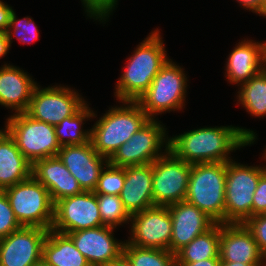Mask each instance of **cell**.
Listing matches in <instances>:
<instances>
[{
  "label": "cell",
  "mask_w": 266,
  "mask_h": 266,
  "mask_svg": "<svg viewBox=\"0 0 266 266\" xmlns=\"http://www.w3.org/2000/svg\"><path fill=\"white\" fill-rule=\"evenodd\" d=\"M11 45L7 38L6 33H0V59L9 53Z\"/></svg>",
  "instance_id": "39"
},
{
  "label": "cell",
  "mask_w": 266,
  "mask_h": 266,
  "mask_svg": "<svg viewBox=\"0 0 266 266\" xmlns=\"http://www.w3.org/2000/svg\"><path fill=\"white\" fill-rule=\"evenodd\" d=\"M32 266H51L47 264L43 259H41L39 262L33 264Z\"/></svg>",
  "instance_id": "44"
},
{
  "label": "cell",
  "mask_w": 266,
  "mask_h": 266,
  "mask_svg": "<svg viewBox=\"0 0 266 266\" xmlns=\"http://www.w3.org/2000/svg\"><path fill=\"white\" fill-rule=\"evenodd\" d=\"M100 226L102 219L94 191H83L55 203L52 230L66 234Z\"/></svg>",
  "instance_id": "12"
},
{
  "label": "cell",
  "mask_w": 266,
  "mask_h": 266,
  "mask_svg": "<svg viewBox=\"0 0 266 266\" xmlns=\"http://www.w3.org/2000/svg\"><path fill=\"white\" fill-rule=\"evenodd\" d=\"M49 230L22 226L0 239V266H32L42 259Z\"/></svg>",
  "instance_id": "14"
},
{
  "label": "cell",
  "mask_w": 266,
  "mask_h": 266,
  "mask_svg": "<svg viewBox=\"0 0 266 266\" xmlns=\"http://www.w3.org/2000/svg\"><path fill=\"white\" fill-rule=\"evenodd\" d=\"M32 175L48 189L54 204L60 199L83 192L58 156L36 161L32 165Z\"/></svg>",
  "instance_id": "19"
},
{
  "label": "cell",
  "mask_w": 266,
  "mask_h": 266,
  "mask_svg": "<svg viewBox=\"0 0 266 266\" xmlns=\"http://www.w3.org/2000/svg\"><path fill=\"white\" fill-rule=\"evenodd\" d=\"M184 69L169 59L149 88L136 101L150 119L185 106L187 78Z\"/></svg>",
  "instance_id": "6"
},
{
  "label": "cell",
  "mask_w": 266,
  "mask_h": 266,
  "mask_svg": "<svg viewBox=\"0 0 266 266\" xmlns=\"http://www.w3.org/2000/svg\"><path fill=\"white\" fill-rule=\"evenodd\" d=\"M21 227L11 208L7 195L4 191L0 190V239Z\"/></svg>",
  "instance_id": "32"
},
{
  "label": "cell",
  "mask_w": 266,
  "mask_h": 266,
  "mask_svg": "<svg viewBox=\"0 0 266 266\" xmlns=\"http://www.w3.org/2000/svg\"><path fill=\"white\" fill-rule=\"evenodd\" d=\"M240 6L261 16V0H236Z\"/></svg>",
  "instance_id": "37"
},
{
  "label": "cell",
  "mask_w": 266,
  "mask_h": 266,
  "mask_svg": "<svg viewBox=\"0 0 266 266\" xmlns=\"http://www.w3.org/2000/svg\"><path fill=\"white\" fill-rule=\"evenodd\" d=\"M123 254L132 266H176V255L168 250L140 248L124 242Z\"/></svg>",
  "instance_id": "28"
},
{
  "label": "cell",
  "mask_w": 266,
  "mask_h": 266,
  "mask_svg": "<svg viewBox=\"0 0 266 266\" xmlns=\"http://www.w3.org/2000/svg\"><path fill=\"white\" fill-rule=\"evenodd\" d=\"M176 266H221V260L220 258H211L193 263H176Z\"/></svg>",
  "instance_id": "38"
},
{
  "label": "cell",
  "mask_w": 266,
  "mask_h": 266,
  "mask_svg": "<svg viewBox=\"0 0 266 266\" xmlns=\"http://www.w3.org/2000/svg\"><path fill=\"white\" fill-rule=\"evenodd\" d=\"M13 10L12 6L0 0V33H6Z\"/></svg>",
  "instance_id": "36"
},
{
  "label": "cell",
  "mask_w": 266,
  "mask_h": 266,
  "mask_svg": "<svg viewBox=\"0 0 266 266\" xmlns=\"http://www.w3.org/2000/svg\"><path fill=\"white\" fill-rule=\"evenodd\" d=\"M265 166L226 162L225 223H243L252 216L253 195Z\"/></svg>",
  "instance_id": "7"
},
{
  "label": "cell",
  "mask_w": 266,
  "mask_h": 266,
  "mask_svg": "<svg viewBox=\"0 0 266 266\" xmlns=\"http://www.w3.org/2000/svg\"><path fill=\"white\" fill-rule=\"evenodd\" d=\"M158 28L149 33L128 58L116 82L114 96L120 101H137L169 60Z\"/></svg>",
  "instance_id": "2"
},
{
  "label": "cell",
  "mask_w": 266,
  "mask_h": 266,
  "mask_svg": "<svg viewBox=\"0 0 266 266\" xmlns=\"http://www.w3.org/2000/svg\"><path fill=\"white\" fill-rule=\"evenodd\" d=\"M243 224L257 242L260 251L266 253V215L258 214L247 218Z\"/></svg>",
  "instance_id": "34"
},
{
  "label": "cell",
  "mask_w": 266,
  "mask_h": 266,
  "mask_svg": "<svg viewBox=\"0 0 266 266\" xmlns=\"http://www.w3.org/2000/svg\"><path fill=\"white\" fill-rule=\"evenodd\" d=\"M263 158H264V160L266 161V149L264 150V152H263V156H262Z\"/></svg>",
  "instance_id": "46"
},
{
  "label": "cell",
  "mask_w": 266,
  "mask_h": 266,
  "mask_svg": "<svg viewBox=\"0 0 266 266\" xmlns=\"http://www.w3.org/2000/svg\"><path fill=\"white\" fill-rule=\"evenodd\" d=\"M85 8V14L94 20L106 23L113 10L116 8L118 0H81Z\"/></svg>",
  "instance_id": "33"
},
{
  "label": "cell",
  "mask_w": 266,
  "mask_h": 266,
  "mask_svg": "<svg viewBox=\"0 0 266 266\" xmlns=\"http://www.w3.org/2000/svg\"><path fill=\"white\" fill-rule=\"evenodd\" d=\"M57 156L83 191L96 189L101 171L109 162L108 158L96 152L91 141L82 145L61 146Z\"/></svg>",
  "instance_id": "16"
},
{
  "label": "cell",
  "mask_w": 266,
  "mask_h": 266,
  "mask_svg": "<svg viewBox=\"0 0 266 266\" xmlns=\"http://www.w3.org/2000/svg\"><path fill=\"white\" fill-rule=\"evenodd\" d=\"M6 124L17 148L32 165L38 160L58 155L61 146L53 125L33 119L25 112L13 113L6 119Z\"/></svg>",
  "instance_id": "8"
},
{
  "label": "cell",
  "mask_w": 266,
  "mask_h": 266,
  "mask_svg": "<svg viewBox=\"0 0 266 266\" xmlns=\"http://www.w3.org/2000/svg\"><path fill=\"white\" fill-rule=\"evenodd\" d=\"M220 223H216L205 233L194 238L180 249L176 255V263H193L200 260L220 258Z\"/></svg>",
  "instance_id": "25"
},
{
  "label": "cell",
  "mask_w": 266,
  "mask_h": 266,
  "mask_svg": "<svg viewBox=\"0 0 266 266\" xmlns=\"http://www.w3.org/2000/svg\"><path fill=\"white\" fill-rule=\"evenodd\" d=\"M157 119H149L114 152L109 163L118 167L146 165L164 155L168 151L169 137L167 128Z\"/></svg>",
  "instance_id": "9"
},
{
  "label": "cell",
  "mask_w": 266,
  "mask_h": 266,
  "mask_svg": "<svg viewBox=\"0 0 266 266\" xmlns=\"http://www.w3.org/2000/svg\"><path fill=\"white\" fill-rule=\"evenodd\" d=\"M262 42L247 38L238 42L226 61L225 76L230 83L242 85L263 70Z\"/></svg>",
  "instance_id": "22"
},
{
  "label": "cell",
  "mask_w": 266,
  "mask_h": 266,
  "mask_svg": "<svg viewBox=\"0 0 266 266\" xmlns=\"http://www.w3.org/2000/svg\"><path fill=\"white\" fill-rule=\"evenodd\" d=\"M237 104L254 117L266 116V71H261L240 85Z\"/></svg>",
  "instance_id": "27"
},
{
  "label": "cell",
  "mask_w": 266,
  "mask_h": 266,
  "mask_svg": "<svg viewBox=\"0 0 266 266\" xmlns=\"http://www.w3.org/2000/svg\"><path fill=\"white\" fill-rule=\"evenodd\" d=\"M153 163L125 167V182L120 198L130 215L154 206Z\"/></svg>",
  "instance_id": "21"
},
{
  "label": "cell",
  "mask_w": 266,
  "mask_h": 266,
  "mask_svg": "<svg viewBox=\"0 0 266 266\" xmlns=\"http://www.w3.org/2000/svg\"><path fill=\"white\" fill-rule=\"evenodd\" d=\"M125 182V167H118L109 162L101 171L95 194L120 195Z\"/></svg>",
  "instance_id": "30"
},
{
  "label": "cell",
  "mask_w": 266,
  "mask_h": 266,
  "mask_svg": "<svg viewBox=\"0 0 266 266\" xmlns=\"http://www.w3.org/2000/svg\"><path fill=\"white\" fill-rule=\"evenodd\" d=\"M128 244L140 248L168 250L172 236V219L168 206H153L134 213L130 219Z\"/></svg>",
  "instance_id": "13"
},
{
  "label": "cell",
  "mask_w": 266,
  "mask_h": 266,
  "mask_svg": "<svg viewBox=\"0 0 266 266\" xmlns=\"http://www.w3.org/2000/svg\"><path fill=\"white\" fill-rule=\"evenodd\" d=\"M42 259L51 266H91L67 234L52 229L43 244Z\"/></svg>",
  "instance_id": "24"
},
{
  "label": "cell",
  "mask_w": 266,
  "mask_h": 266,
  "mask_svg": "<svg viewBox=\"0 0 266 266\" xmlns=\"http://www.w3.org/2000/svg\"><path fill=\"white\" fill-rule=\"evenodd\" d=\"M114 229L102 225L66 234L91 266H107L123 253L125 241L114 238Z\"/></svg>",
  "instance_id": "15"
},
{
  "label": "cell",
  "mask_w": 266,
  "mask_h": 266,
  "mask_svg": "<svg viewBox=\"0 0 266 266\" xmlns=\"http://www.w3.org/2000/svg\"><path fill=\"white\" fill-rule=\"evenodd\" d=\"M107 266H132L128 258L122 253L117 259Z\"/></svg>",
  "instance_id": "40"
},
{
  "label": "cell",
  "mask_w": 266,
  "mask_h": 266,
  "mask_svg": "<svg viewBox=\"0 0 266 266\" xmlns=\"http://www.w3.org/2000/svg\"><path fill=\"white\" fill-rule=\"evenodd\" d=\"M96 118L97 114L85 103L74 115L66 117L54 126L56 138L60 146L82 145L91 141V129L84 130V121ZM87 119V120H86Z\"/></svg>",
  "instance_id": "26"
},
{
  "label": "cell",
  "mask_w": 266,
  "mask_h": 266,
  "mask_svg": "<svg viewBox=\"0 0 266 266\" xmlns=\"http://www.w3.org/2000/svg\"><path fill=\"white\" fill-rule=\"evenodd\" d=\"M266 212V171L260 176L253 195L252 216Z\"/></svg>",
  "instance_id": "35"
},
{
  "label": "cell",
  "mask_w": 266,
  "mask_h": 266,
  "mask_svg": "<svg viewBox=\"0 0 266 266\" xmlns=\"http://www.w3.org/2000/svg\"><path fill=\"white\" fill-rule=\"evenodd\" d=\"M37 85L23 69L4 63L0 67V105L15 114L26 112Z\"/></svg>",
  "instance_id": "20"
},
{
  "label": "cell",
  "mask_w": 266,
  "mask_h": 266,
  "mask_svg": "<svg viewBox=\"0 0 266 266\" xmlns=\"http://www.w3.org/2000/svg\"><path fill=\"white\" fill-rule=\"evenodd\" d=\"M221 266H264V264H244L240 262H221Z\"/></svg>",
  "instance_id": "41"
},
{
  "label": "cell",
  "mask_w": 266,
  "mask_h": 266,
  "mask_svg": "<svg viewBox=\"0 0 266 266\" xmlns=\"http://www.w3.org/2000/svg\"><path fill=\"white\" fill-rule=\"evenodd\" d=\"M226 162L191 165L185 201L216 223H225Z\"/></svg>",
  "instance_id": "4"
},
{
  "label": "cell",
  "mask_w": 266,
  "mask_h": 266,
  "mask_svg": "<svg viewBox=\"0 0 266 266\" xmlns=\"http://www.w3.org/2000/svg\"><path fill=\"white\" fill-rule=\"evenodd\" d=\"M257 134L235 126L203 127L169 138L168 150L188 164L228 162L231 152L251 145Z\"/></svg>",
  "instance_id": "1"
},
{
  "label": "cell",
  "mask_w": 266,
  "mask_h": 266,
  "mask_svg": "<svg viewBox=\"0 0 266 266\" xmlns=\"http://www.w3.org/2000/svg\"><path fill=\"white\" fill-rule=\"evenodd\" d=\"M191 164L169 150L153 162L152 193L154 206H170L185 201Z\"/></svg>",
  "instance_id": "11"
},
{
  "label": "cell",
  "mask_w": 266,
  "mask_h": 266,
  "mask_svg": "<svg viewBox=\"0 0 266 266\" xmlns=\"http://www.w3.org/2000/svg\"><path fill=\"white\" fill-rule=\"evenodd\" d=\"M261 16H266V0H261Z\"/></svg>",
  "instance_id": "43"
},
{
  "label": "cell",
  "mask_w": 266,
  "mask_h": 266,
  "mask_svg": "<svg viewBox=\"0 0 266 266\" xmlns=\"http://www.w3.org/2000/svg\"><path fill=\"white\" fill-rule=\"evenodd\" d=\"M87 101L78 91L55 85L33 91L29 107L25 112L31 118L56 126L66 117L74 115Z\"/></svg>",
  "instance_id": "10"
},
{
  "label": "cell",
  "mask_w": 266,
  "mask_h": 266,
  "mask_svg": "<svg viewBox=\"0 0 266 266\" xmlns=\"http://www.w3.org/2000/svg\"><path fill=\"white\" fill-rule=\"evenodd\" d=\"M263 71H266V42L262 43Z\"/></svg>",
  "instance_id": "42"
},
{
  "label": "cell",
  "mask_w": 266,
  "mask_h": 266,
  "mask_svg": "<svg viewBox=\"0 0 266 266\" xmlns=\"http://www.w3.org/2000/svg\"><path fill=\"white\" fill-rule=\"evenodd\" d=\"M97 203L103 226L117 228L129 224L131 215L125 209L120 195L97 194Z\"/></svg>",
  "instance_id": "29"
},
{
  "label": "cell",
  "mask_w": 266,
  "mask_h": 266,
  "mask_svg": "<svg viewBox=\"0 0 266 266\" xmlns=\"http://www.w3.org/2000/svg\"><path fill=\"white\" fill-rule=\"evenodd\" d=\"M3 191L21 226L52 228L55 204L48 189L33 175Z\"/></svg>",
  "instance_id": "5"
},
{
  "label": "cell",
  "mask_w": 266,
  "mask_h": 266,
  "mask_svg": "<svg viewBox=\"0 0 266 266\" xmlns=\"http://www.w3.org/2000/svg\"><path fill=\"white\" fill-rule=\"evenodd\" d=\"M32 175V164L6 132L0 138V190L11 187Z\"/></svg>",
  "instance_id": "23"
},
{
  "label": "cell",
  "mask_w": 266,
  "mask_h": 266,
  "mask_svg": "<svg viewBox=\"0 0 266 266\" xmlns=\"http://www.w3.org/2000/svg\"><path fill=\"white\" fill-rule=\"evenodd\" d=\"M168 208L172 219L169 251L173 254L216 224L206 213L186 201L177 202Z\"/></svg>",
  "instance_id": "17"
},
{
  "label": "cell",
  "mask_w": 266,
  "mask_h": 266,
  "mask_svg": "<svg viewBox=\"0 0 266 266\" xmlns=\"http://www.w3.org/2000/svg\"><path fill=\"white\" fill-rule=\"evenodd\" d=\"M221 262L264 264V254L243 223H220Z\"/></svg>",
  "instance_id": "18"
},
{
  "label": "cell",
  "mask_w": 266,
  "mask_h": 266,
  "mask_svg": "<svg viewBox=\"0 0 266 266\" xmlns=\"http://www.w3.org/2000/svg\"><path fill=\"white\" fill-rule=\"evenodd\" d=\"M7 132V124H5V129L0 130V138Z\"/></svg>",
  "instance_id": "45"
},
{
  "label": "cell",
  "mask_w": 266,
  "mask_h": 266,
  "mask_svg": "<svg viewBox=\"0 0 266 266\" xmlns=\"http://www.w3.org/2000/svg\"><path fill=\"white\" fill-rule=\"evenodd\" d=\"M39 34L40 32L31 17L27 16L23 19H18L16 12L13 10L10 17V24L6 31L10 45L13 43L14 35L19 42L29 44L39 39Z\"/></svg>",
  "instance_id": "31"
},
{
  "label": "cell",
  "mask_w": 266,
  "mask_h": 266,
  "mask_svg": "<svg viewBox=\"0 0 266 266\" xmlns=\"http://www.w3.org/2000/svg\"><path fill=\"white\" fill-rule=\"evenodd\" d=\"M120 103L123 105L109 108L91 128L94 149L108 159L150 119L136 101Z\"/></svg>",
  "instance_id": "3"
},
{
  "label": "cell",
  "mask_w": 266,
  "mask_h": 266,
  "mask_svg": "<svg viewBox=\"0 0 266 266\" xmlns=\"http://www.w3.org/2000/svg\"><path fill=\"white\" fill-rule=\"evenodd\" d=\"M264 266H266V253L264 254Z\"/></svg>",
  "instance_id": "47"
}]
</instances>
